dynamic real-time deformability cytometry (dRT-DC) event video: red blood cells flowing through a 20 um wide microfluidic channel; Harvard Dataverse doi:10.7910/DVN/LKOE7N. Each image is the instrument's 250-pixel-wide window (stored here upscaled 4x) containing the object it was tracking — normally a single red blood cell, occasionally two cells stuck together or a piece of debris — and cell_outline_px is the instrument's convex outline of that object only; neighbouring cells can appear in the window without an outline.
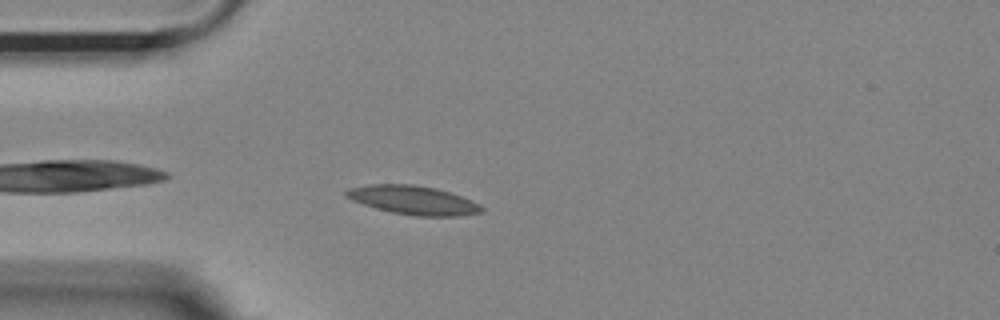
{"species": "Egyptian fruit bat (a non-hibernating species)", "species_latin": "Rousettus aegyptiacus", "temperature_condition": "room temperature", "stored_images_in_passage": 43, "camera_frame_rate_fps": 3000, "um_per_image_px": 0.085, "animal": {"sex": "female"}, "frame": {"image": 1, "passage_image": 3, "time_ms": 0.667, "image_size_px": [1000, 320], "cell_outline_px": [[484, 208], [480, 212], [460, 216], [412, 216], [392, 212], [376, 208], [352, 200], [344, 196], [344, 192], [348, 188], [372, 184], [412, 184], [436, 188], [460, 196], [480, 204]], "centroid_in_image_um": [35.1, 17.01], "position_along_channel_um": 49.9, "area_um2": 22.6}}
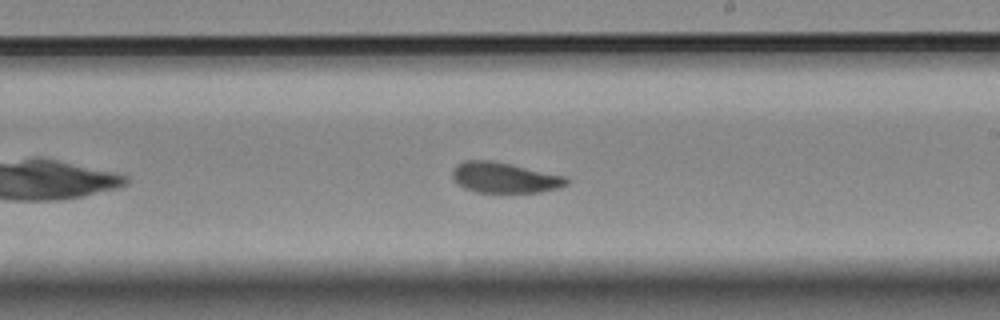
{"frame": {"image": 2, "passage_image": 20, "time_ms": 6.333, "image_size_px": [1000, 320], "cell_outline_px": [[568, 184], [560, 188], [540, 192], [476, 192], [464, 188], [452, 176], [452, 168], [456, 164], [464, 160], [492, 160], [512, 164], [568, 176]], "centroid_in_image_um": [42.92, 15.08], "position_along_channel_um": 246.1, "area_um2": 20.52}}
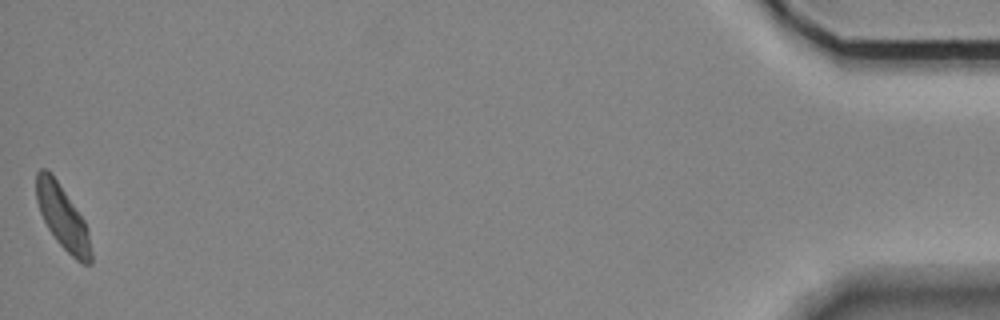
{"frame": {"image": 3, "passage_image": 43, "time_ms": 14.0, "image_size_px": [1000, 320], "cell_outline_px": [[92, 264], [84, 264], [76, 260], [56, 240], [48, 228], [40, 212], [36, 200], [36, 172], [40, 168], [44, 168], [52, 172], [84, 220], [88, 232], [92, 252]], "centroid_in_image_um": [5.32, 18.45], "position_along_channel_um": 429.9, "area_um2": 20.29}, "authors_computed_cell_mechanics": {"area_um2": 20.6924, "velocity_mm_per_s": 3.6267, "shape_relaxation_time_tau1_ms": 3.594, "shape_relaxation_time_tau2_ms": 2.0731, "deformation_change_tau1": 0.1265, "deformation_change_tau2": 0.0774}}